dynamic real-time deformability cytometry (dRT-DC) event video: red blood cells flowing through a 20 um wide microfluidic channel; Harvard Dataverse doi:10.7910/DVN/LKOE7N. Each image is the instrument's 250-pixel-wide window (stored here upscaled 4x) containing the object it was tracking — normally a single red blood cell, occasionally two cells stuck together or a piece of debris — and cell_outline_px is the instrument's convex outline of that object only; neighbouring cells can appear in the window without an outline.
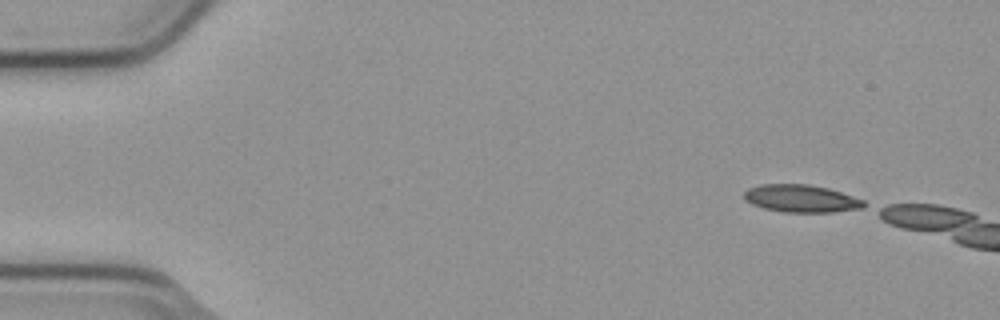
{"species": "common noctule bat (a hibernating species)", "species_latin": "Nyctalus noctula", "temperature_condition": "cold", "stored_images_in_passage": 2, "camera_frame_rate_fps": 3000, "um_per_image_px": 0.085, "animal": {"sex": "male", "body_mass_g": 23.1, "forearm_length_mm": 52.7}, "frame": {"image": 1, "passage_image": 1, "time_ms": 0.0, "image_size_px": [1000, 320], "cell_outline_px": [[864, 208], [832, 212], [784, 212], [764, 208], [752, 204], [744, 200], [744, 192], [748, 188], [760, 184], [808, 184], [828, 188], [864, 200]], "centroid_in_image_um": [68.07, 16.87], "position_along_channel_um": 16.9, "area_um2": 19.19}}